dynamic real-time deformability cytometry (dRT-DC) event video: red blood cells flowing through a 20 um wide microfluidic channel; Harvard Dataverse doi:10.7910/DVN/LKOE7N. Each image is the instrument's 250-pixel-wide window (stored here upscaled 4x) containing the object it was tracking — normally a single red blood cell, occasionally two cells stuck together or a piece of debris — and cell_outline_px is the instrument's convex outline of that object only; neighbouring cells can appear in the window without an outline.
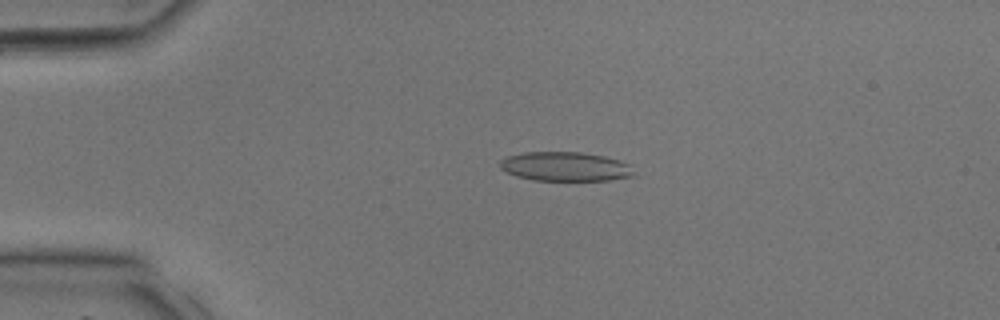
{"species": "common noctule bat (a hibernating species)", "species_latin": "Nyctalus noctula", "temperature_condition": "room temperature", "stored_images_in_passage": 35, "camera_frame_rate_fps": 3000, "um_per_image_px": 0.085, "animal": {"sex": "male", "body_mass_g": 17.9, "forearm_length_mm": 54.2}, "frame": {"image": 1, "passage_image": 6, "time_ms": 1.667, "image_size_px": [1000, 320], "cell_outline_px": [[636, 172], [632, 176], [608, 180], [532, 180], [516, 176], [500, 168], [500, 160], [508, 156], [524, 152], [580, 152], [604, 156], [620, 160], [628, 164]], "centroid_in_image_um": [48.05, 14.15], "position_along_channel_um": 36.9, "area_um2": 22.72}}
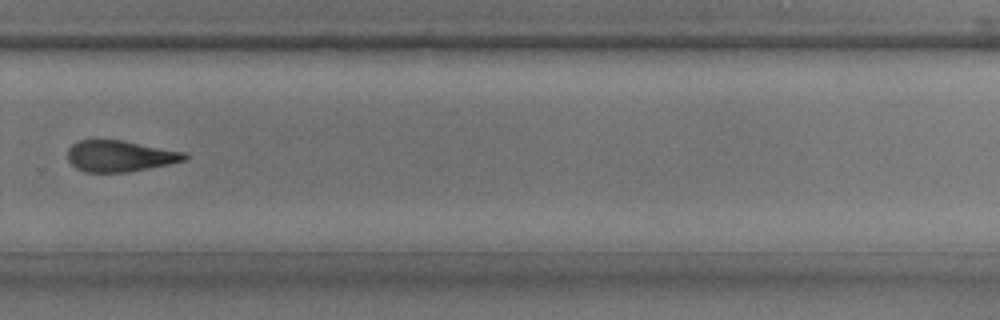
{"frame": {"image": 2, "passage_image": 24, "time_ms": 7.667, "image_size_px": [1000, 320], "cell_outline_px": [[188, 156], [184, 160], [168, 164], [128, 172], [84, 172], [76, 168], [68, 160], [68, 148], [72, 144], [80, 140], [120, 140], [184, 152]], "centroid_in_image_um": [10.14, 13.27], "position_along_channel_um": 319.7, "area_um2": 20.98}}
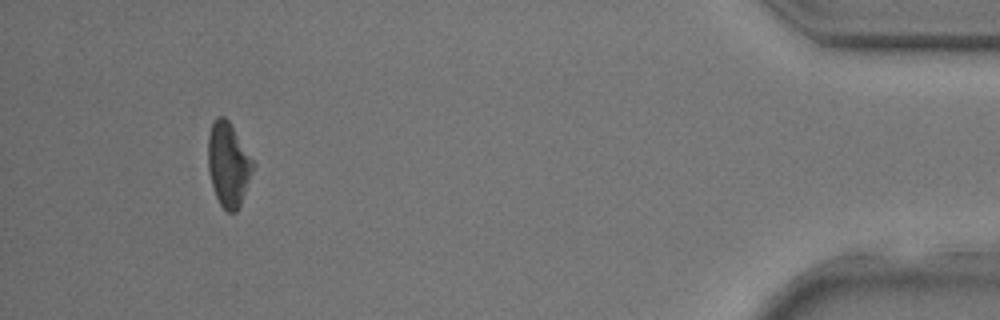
{"frame": {"image": 3, "passage_image": 33, "time_ms": 10.667, "image_size_px": [1000, 320], "cell_outline_px": [[252, 168], [240, 204], [236, 212], [228, 212], [220, 204], [216, 196], [212, 184], [208, 168], [208, 136], [212, 124], [216, 116], [224, 116], [228, 120], [252, 160]], "centroid_in_image_um": [19.36, 13.96], "position_along_channel_um": 415.8, "area_um2": 21.15}}